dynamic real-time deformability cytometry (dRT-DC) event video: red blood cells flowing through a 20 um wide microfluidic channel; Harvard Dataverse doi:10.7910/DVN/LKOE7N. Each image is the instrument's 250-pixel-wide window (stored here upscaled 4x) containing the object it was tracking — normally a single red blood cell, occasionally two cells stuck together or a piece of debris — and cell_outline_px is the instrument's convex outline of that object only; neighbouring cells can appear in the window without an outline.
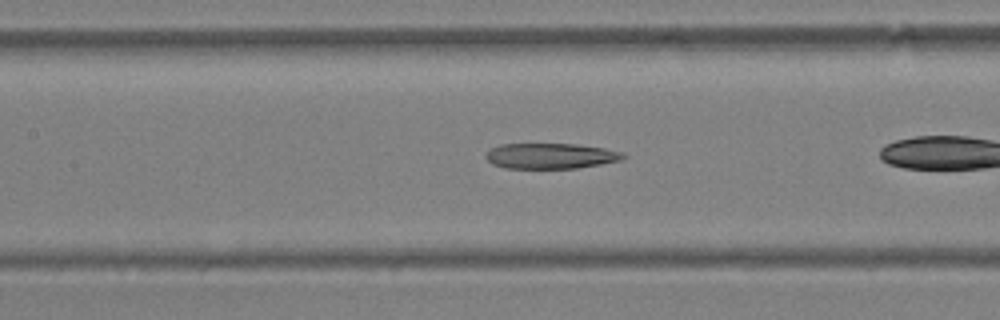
{"species": "Egyptian fruit bat (a non-hibernating species)", "species_latin": "Rousettus aegyptiacus", "temperature_condition": "warm", "stored_images_in_passage": 29, "camera_frame_rate_fps": 3000, "um_per_image_px": 0.085, "animal": {"sex": "female"}, "frame": {"image": 1, "passage_image": 9, "time_ms": 2.667, "image_size_px": [1000, 320], "cell_outline_px": [[628, 156], [620, 160], [600, 164], [576, 168], [504, 168], [492, 164], [484, 156], [492, 148], [500, 144], [576, 144], [604, 148], [624, 152]], "centroid_in_image_um": [46.82, 13.25], "position_along_channel_um": 160.6, "area_um2": 20.4}}